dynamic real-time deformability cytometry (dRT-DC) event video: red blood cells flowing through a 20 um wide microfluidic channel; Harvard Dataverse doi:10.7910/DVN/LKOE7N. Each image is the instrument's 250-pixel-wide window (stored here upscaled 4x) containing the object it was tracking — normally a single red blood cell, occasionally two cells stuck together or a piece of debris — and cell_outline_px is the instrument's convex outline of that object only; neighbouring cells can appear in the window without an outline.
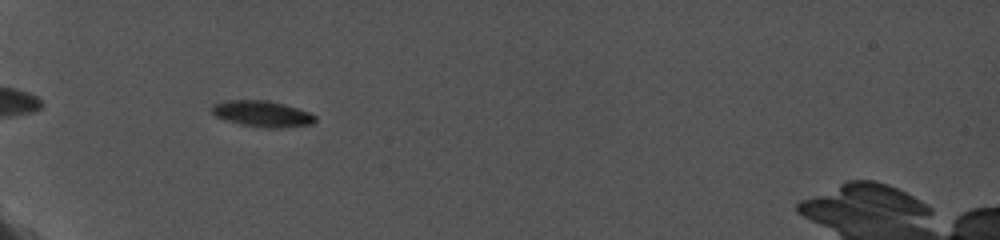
{"species": "common noctule bat (a hibernating species)", "species_latin": "Nyctalus noctula", "temperature_condition": "cold", "stored_images_in_passage": 10, "camera_frame_rate_fps": 5000, "um_per_image_px": 0.085, "animal": {"sex": "female", "body_mass_g": 19.0, "forearm_length_mm": 56.7}, "frame": {"image": 1, "passage_image": 9, "time_ms": 7.6, "image_size_px": [1000, 240], "cell_outline_px": [[316, 120], [312, 124], [280, 128], [264, 128], [240, 124], [224, 120], [216, 116], [212, 112], [212, 104], [224, 100], [268, 100], [284, 104], [308, 112], [316, 116]], "centroid_in_image_um": [22.26, 9.67], "position_along_channel_um": 62.7, "area_um2": 15.78}}